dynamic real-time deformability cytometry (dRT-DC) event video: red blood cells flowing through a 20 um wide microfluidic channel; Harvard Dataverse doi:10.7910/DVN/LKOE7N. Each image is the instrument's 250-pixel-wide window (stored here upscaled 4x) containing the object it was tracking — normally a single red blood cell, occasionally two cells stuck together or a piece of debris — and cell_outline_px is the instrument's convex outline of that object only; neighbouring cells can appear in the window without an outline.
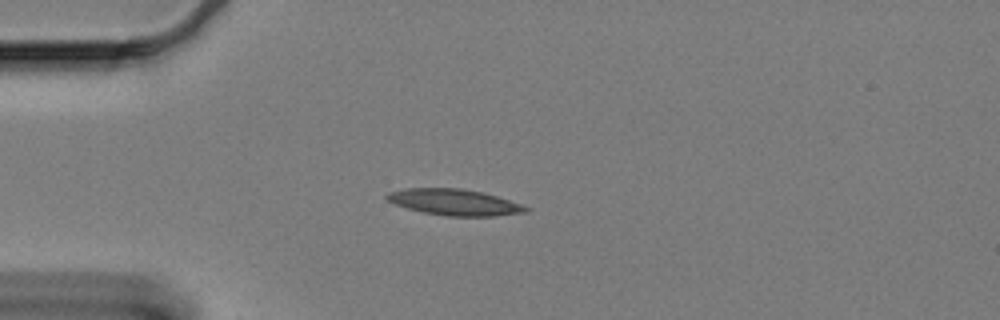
{"species": "Egyptian fruit bat (a non-hibernating species)", "species_latin": "Rousettus aegyptiacus", "temperature_condition": "cold", "stored_images_in_passage": 18, "camera_frame_rate_fps": 3000, "um_per_image_px": 0.085, "animal": {"sex": "female"}, "frame": {"image": 1, "passage_image": 15, "time_ms": 4.667, "image_size_px": [1000, 320], "cell_outline_px": [[532, 208], [528, 212], [492, 216], [448, 216], [424, 212], [408, 208], [396, 204], [388, 200], [384, 196], [388, 192], [404, 188], [460, 188], [480, 192], [496, 196], [524, 204]], "centroid_in_image_um": [38.67, 17.18], "position_along_channel_um": 46.3, "area_um2": 21.15}}